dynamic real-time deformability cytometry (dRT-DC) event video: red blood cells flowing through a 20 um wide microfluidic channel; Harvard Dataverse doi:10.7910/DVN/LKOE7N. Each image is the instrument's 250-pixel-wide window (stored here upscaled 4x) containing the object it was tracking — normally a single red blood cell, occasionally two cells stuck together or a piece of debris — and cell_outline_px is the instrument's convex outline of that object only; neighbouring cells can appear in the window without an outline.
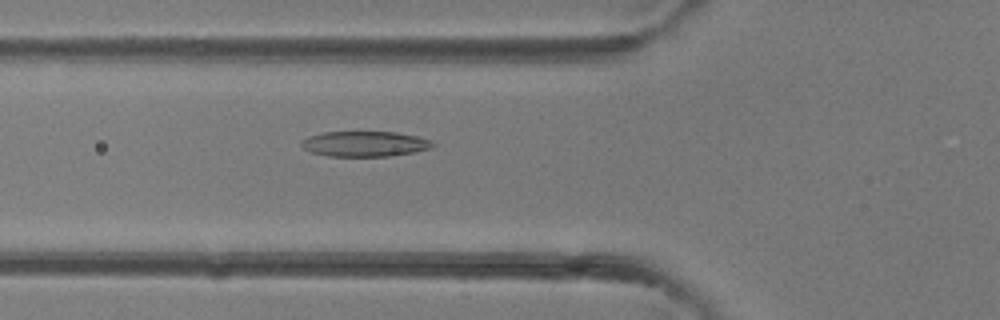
{"species": "common noctule bat (a hibernating species)", "species_latin": "Nyctalus noctula", "temperature_condition": "room temperature", "stored_images_in_passage": 34, "camera_frame_rate_fps": 3000, "um_per_image_px": 0.085, "animal": {"sex": "female"}, "frame": {"image": 1, "passage_image": 8, "time_ms": 2.333, "image_size_px": [1000, 320], "cell_outline_px": [[436, 144], [432, 148], [412, 152], [388, 156], [328, 156], [312, 152], [304, 148], [300, 144], [300, 140], [308, 136], [324, 132], [396, 132], [416, 136], [432, 140]], "centroid_in_image_um": [31.0, 12.22], "position_along_channel_um": 94.8, "area_um2": 19.36}}
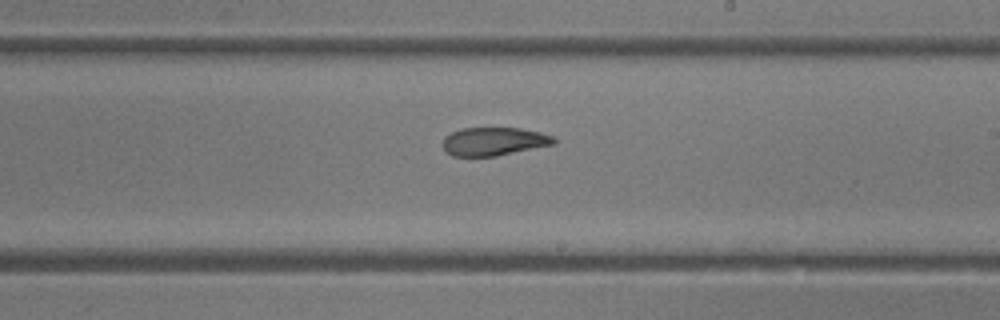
{"frame": {"image": 2, "passage_image": 17, "time_ms": 5.333, "image_size_px": [1000, 320], "cell_outline_px": [[556, 144], [496, 156], [452, 156], [444, 152], [444, 136], [460, 128], [520, 128], [540, 132], [552, 136], [556, 140]], "centroid_in_image_um": [41.97, 12.02], "position_along_channel_um": 247.0, "area_um2": 18.38}}
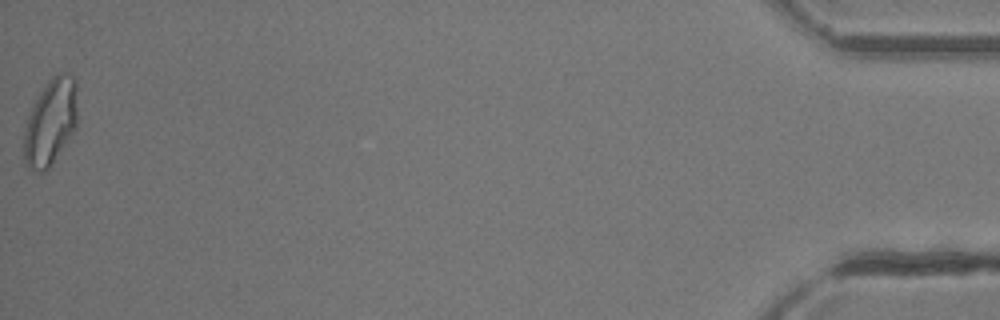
{"frame": {"image": 3, "passage_image": 34, "time_ms": 11.0, "image_size_px": [1000, 320], "cell_outline_px": [[76, 128], [48, 168], [44, 172], [40, 172], [24, 164], [24, 132], [28, 116], [40, 92], [48, 80], [56, 72], [64, 72], [72, 76], [76, 80]], "centroid_in_image_um": [4.29, 10.34], "position_along_channel_um": 430.9, "area_um2": 26.59}}